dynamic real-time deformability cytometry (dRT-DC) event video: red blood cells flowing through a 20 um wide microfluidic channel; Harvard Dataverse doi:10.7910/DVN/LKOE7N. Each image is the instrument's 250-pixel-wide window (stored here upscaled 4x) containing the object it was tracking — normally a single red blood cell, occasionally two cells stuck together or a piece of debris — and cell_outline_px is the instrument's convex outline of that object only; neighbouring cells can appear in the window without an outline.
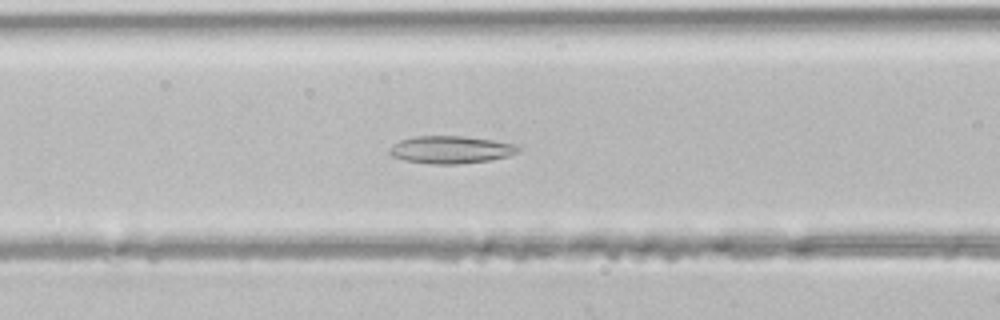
{"species": "common noctule bat (a hibernating species)", "species_latin": "Nyctalus noctula", "temperature_condition": "room temperature", "stored_images_in_passage": 39, "segment_of_instrument_passage": [1, 2], "camera_frame_rate_fps": 3000, "um_per_image_px": 0.085, "animal": {"sex": "male", "body_mass_g": 21.5, "forearm_length_mm": 52.0}, "frame": {"image": 1, "passage_image": 13, "time_ms": 4.0, "image_size_px": [1000, 320], "cell_outline_px": [[520, 152], [508, 156], [488, 160], [456, 164], [432, 164], [404, 160], [392, 156], [388, 152], [388, 148], [392, 144], [400, 140], [416, 136], [464, 136], [492, 140], [516, 144], [520, 148]], "centroid_in_image_um": [38.3, 12.72], "position_along_channel_um": 128.3, "area_um2": 20.69}}
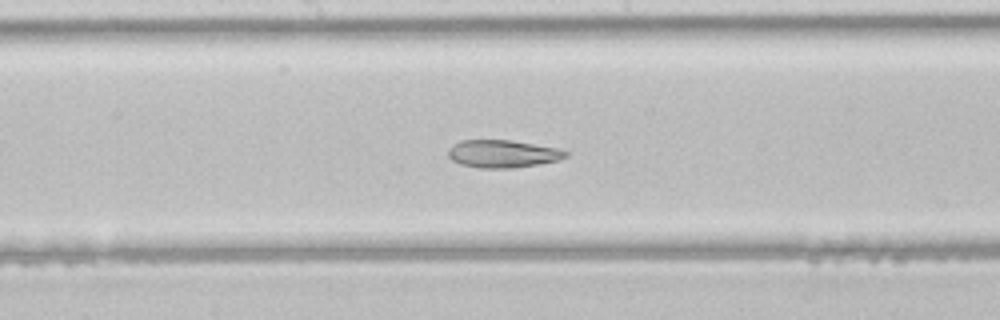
{"frame": {"image": 2, "passage_image": 18, "time_ms": 5.667, "image_size_px": [1000, 320], "cell_outline_px": [[568, 156], [556, 160], [536, 164], [512, 168], [480, 168], [460, 164], [452, 160], [448, 156], [448, 148], [452, 144], [460, 140], [508, 140], [556, 148], [568, 152]], "centroid_in_image_um": [42.65, 13.07], "position_along_channel_um": 205.5, "area_um2": 18.73}}
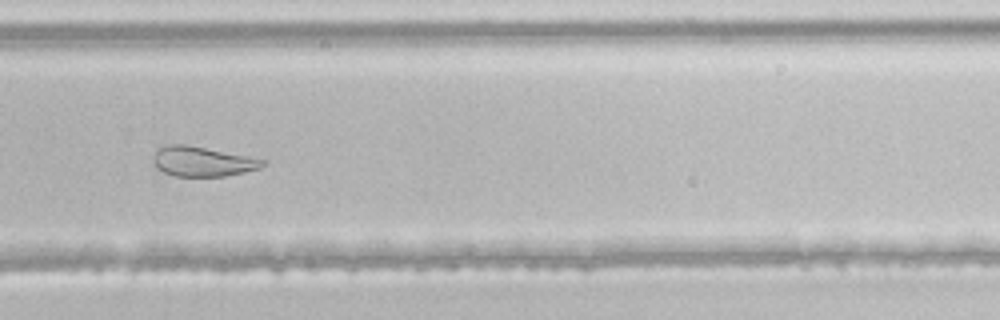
{"frame": {"image": 3, "passage_image": 25, "time_ms": 8.0, "image_size_px": [1000, 320], "cell_outline_px": [[268, 160], [260, 168], [244, 172], [224, 176], [176, 176], [164, 172], [156, 168], [152, 160], [156, 152], [160, 148], [168, 144], [184, 144]], "centroid_in_image_um": [17.2, 13.73], "position_along_channel_um": 312.6, "area_um2": 18.79}}